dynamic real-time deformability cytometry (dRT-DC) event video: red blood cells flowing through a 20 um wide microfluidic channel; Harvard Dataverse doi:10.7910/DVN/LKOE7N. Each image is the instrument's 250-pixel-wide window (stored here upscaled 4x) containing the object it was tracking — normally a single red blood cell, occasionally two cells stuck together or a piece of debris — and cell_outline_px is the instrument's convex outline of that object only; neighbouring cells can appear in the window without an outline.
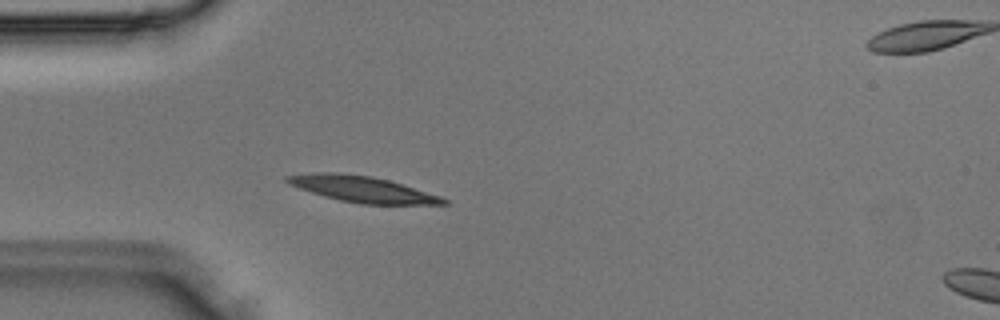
{"species": "Egyptian fruit bat (a non-hibernating species)", "species_latin": "Rousettus aegyptiacus", "temperature_condition": "room temperature", "stored_images_in_passage": 2, "camera_frame_rate_fps": 3000, "um_per_image_px": 0.085, "animal": {"sex": "male"}, "frame": {"image": 1, "passage_image": 1, "time_ms": 0.0, "image_size_px": [1000, 320], "cell_outline_px": [[448, 204], [360, 204], [340, 200], [324, 196], [288, 184], [284, 180], [284, 176], [312, 172], [336, 172], [372, 176], [388, 180], [440, 196], [448, 200]], "centroid_in_image_um": [30.74, 16.06], "position_along_channel_um": 54.3, "area_um2": 23.52}}